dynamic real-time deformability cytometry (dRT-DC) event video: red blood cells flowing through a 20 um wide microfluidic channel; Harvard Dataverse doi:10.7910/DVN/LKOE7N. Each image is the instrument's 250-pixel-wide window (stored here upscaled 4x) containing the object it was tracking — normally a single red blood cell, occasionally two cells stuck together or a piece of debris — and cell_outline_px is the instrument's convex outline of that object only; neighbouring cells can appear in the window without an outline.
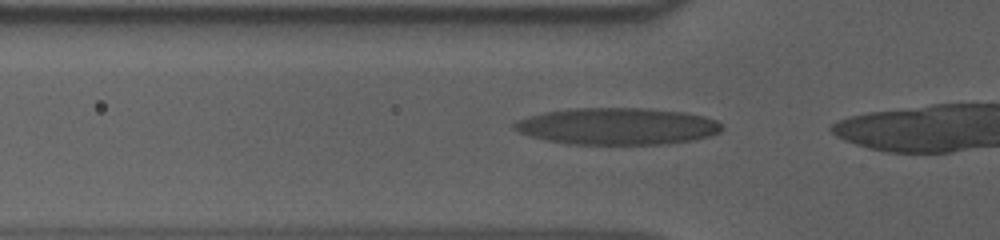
{"species": "human", "species_latin": "Homo sapiens", "temperature_condition": "cold", "stored_images_in_passage": 11, "camera_frame_rate_fps": 3000, "um_per_image_px": 0.085, "donor": {"sex": "male"}, "frame": {"image": 1, "passage_image": 8, "time_ms": 2.333, "image_size_px": [1000, 240], "cell_outline_px": [[724, 128], [720, 132], [712, 136], [696, 140], [668, 144], [564, 144], [544, 140], [528, 136], [512, 128], [512, 124], [516, 120], [528, 116], [544, 112], [572, 108], [644, 108], [684, 112], [704, 116], [716, 120]], "centroid_in_image_um": [52.46, 10.74], "position_along_channel_um": 73.3, "area_um2": 45.08}}